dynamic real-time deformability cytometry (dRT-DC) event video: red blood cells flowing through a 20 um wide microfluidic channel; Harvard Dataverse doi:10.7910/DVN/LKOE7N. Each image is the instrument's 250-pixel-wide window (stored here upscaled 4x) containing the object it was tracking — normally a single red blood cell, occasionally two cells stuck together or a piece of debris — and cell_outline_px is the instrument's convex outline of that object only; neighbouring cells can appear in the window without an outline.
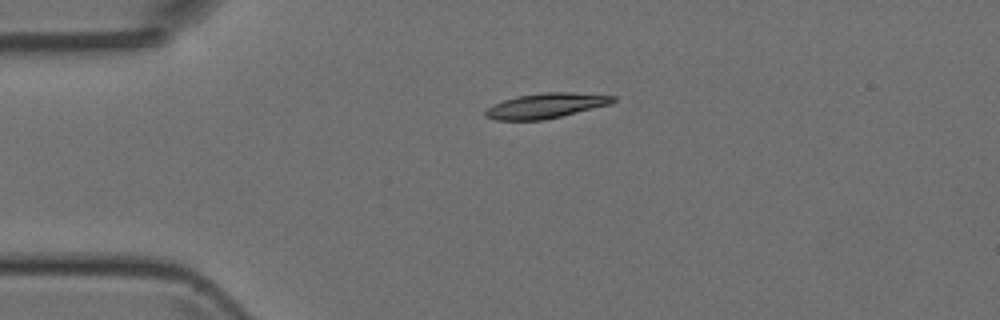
{"species": "Egyptian fruit bat (a non-hibernating species)", "species_latin": "Rousettus aegyptiacus", "temperature_condition": "room temperature", "stored_images_in_passage": 40, "camera_frame_rate_fps": 3000, "um_per_image_px": 0.085, "animal": {"sex": "female"}, "frame": {"image": 1, "passage_image": 1, "time_ms": 0.0, "image_size_px": [1000, 320], "cell_outline_px": [[616, 100], [612, 104], [544, 120], [496, 120], [484, 116], [484, 112], [488, 108], [504, 100], [520, 96], [544, 92], [572, 92], [616, 96]], "centroid_in_image_um": [46.45, 8.98], "position_along_channel_um": 38.6, "area_um2": 18.5}}
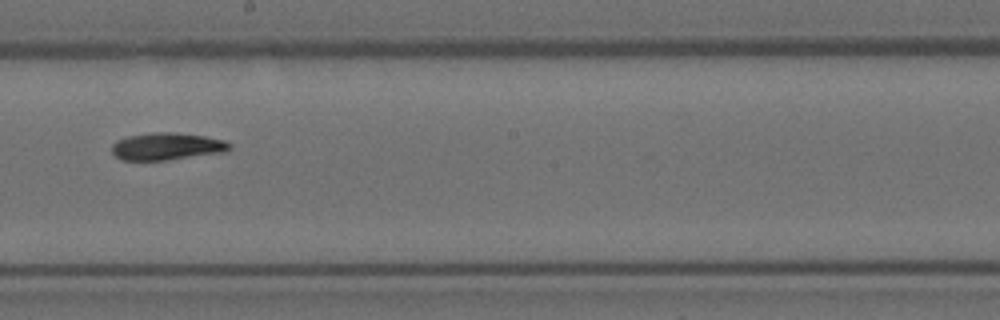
{"frame": {"image": 2, "passage_image": 18, "time_ms": 5.667, "image_size_px": [1000, 320], "cell_outline_px": [[232, 148], [228, 152], [168, 160], [120, 160], [112, 152], [112, 144], [116, 140], [128, 136], [152, 132], [176, 132], [204, 136], [224, 140], [232, 144]], "centroid_in_image_um": [14.22, 12.44], "position_along_channel_um": 234.0, "area_um2": 19.02}}
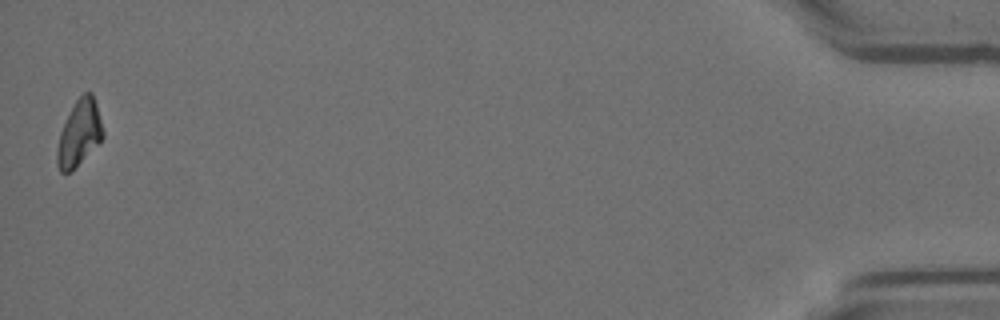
{"frame": {"image": 3, "passage_image": 40, "time_ms": 13.0, "image_size_px": [1000, 320], "cell_outline_px": [[104, 136], [72, 172], [60, 172], [56, 164], [56, 152], [60, 132], [76, 100], [84, 92], [92, 92], [96, 104], [104, 132]], "centroid_in_image_um": [6.72, 11.35], "position_along_channel_um": 428.5, "area_um2": 17.34}}